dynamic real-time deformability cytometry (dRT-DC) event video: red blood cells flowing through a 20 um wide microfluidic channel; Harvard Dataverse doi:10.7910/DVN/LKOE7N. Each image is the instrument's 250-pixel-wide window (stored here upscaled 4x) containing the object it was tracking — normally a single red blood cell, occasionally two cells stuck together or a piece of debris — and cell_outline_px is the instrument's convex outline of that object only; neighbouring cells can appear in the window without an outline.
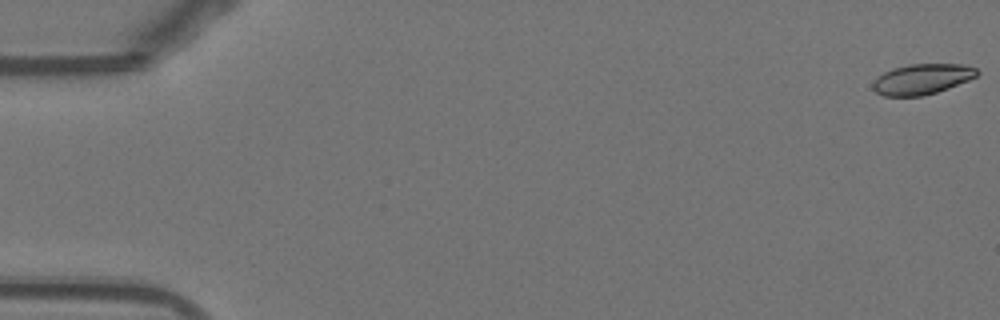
{"species": "Egyptian fruit bat (a non-hibernating species)", "species_latin": "Rousettus aegyptiacus", "temperature_condition": "warm", "stored_images_in_passage": 53, "camera_frame_rate_fps": 3000, "um_per_image_px": 0.085, "animal": {"sex": "female"}, "frame": {"image": 1, "passage_image": 1, "time_ms": 0.0, "image_size_px": [1000, 320], "cell_outline_px": [[980, 72], [976, 76], [968, 80], [948, 88], [924, 96], [884, 96], [876, 92], [872, 88], [872, 84], [884, 72], [892, 68], [908, 64], [960, 64], [976, 68]], "centroid_in_image_um": [78.37, 6.72], "position_along_channel_um": 6.6, "area_um2": 18.38}}
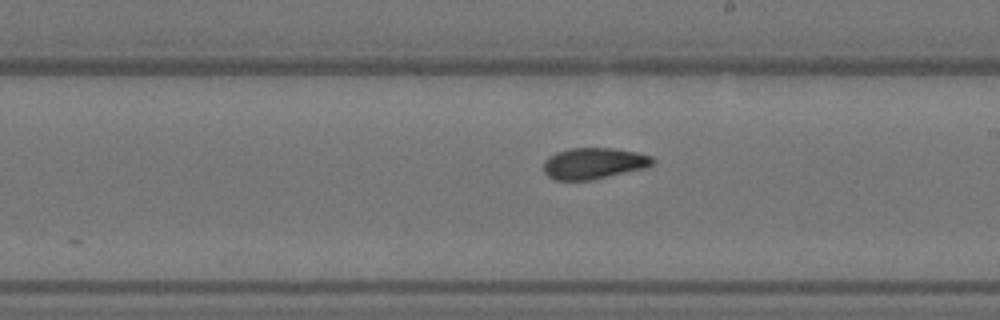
{"frame": {"image": 2, "passage_image": 31, "time_ms": 10.0, "image_size_px": [1000, 320], "cell_outline_px": [[656, 164], [648, 168], [592, 180], [556, 180], [548, 176], [544, 172], [544, 160], [556, 152], [572, 148], [612, 148], [636, 152], [652, 156], [656, 160]], "centroid_in_image_um": [50.53, 13.89], "position_along_channel_um": 238.5, "area_um2": 20.11}}
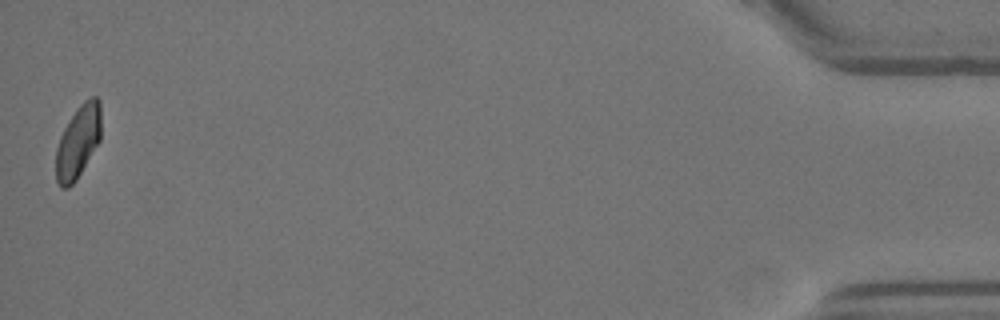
{"frame": {"image": 3, "passage_image": 53, "time_ms": 17.333, "image_size_px": [1000, 320], "cell_outline_px": [[100, 140], [76, 180], [68, 188], [60, 188], [56, 180], [56, 148], [60, 136], [64, 128], [76, 108], [84, 100], [92, 96], [96, 96], [100, 100]], "centroid_in_image_um": [6.62, 12.04], "position_along_channel_um": 428.6, "area_um2": 19.13}, "authors_computed_cell_mechanics": {"area_um2": 19.7676, "velocity_mm_per_s": 3.8609, "shape_relaxation_time_tau1_ms": 4.3091, "shape_relaxation_time_tau2_ms": 2.4149, "deformation_change_tau1": 0.1363, "deformation_change_tau2": 0.0525}}